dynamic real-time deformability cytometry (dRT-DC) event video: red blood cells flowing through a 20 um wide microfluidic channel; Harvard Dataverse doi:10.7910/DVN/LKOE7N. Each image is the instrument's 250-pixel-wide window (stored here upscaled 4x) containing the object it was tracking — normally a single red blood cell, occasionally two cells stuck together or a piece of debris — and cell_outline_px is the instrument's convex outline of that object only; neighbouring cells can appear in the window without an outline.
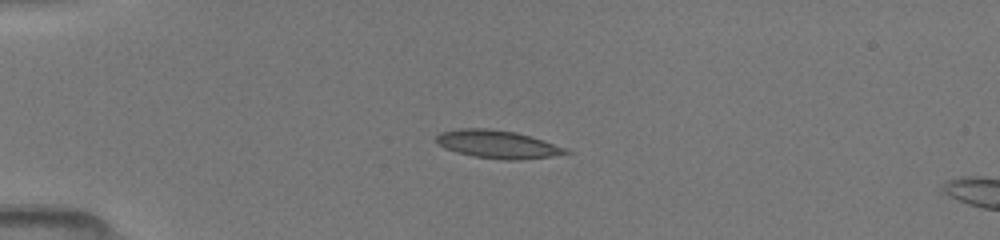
{"species": "common noctule bat (a hibernating species)", "species_latin": "Nyctalus noctula", "temperature_condition": "room temperature", "stored_images_in_passage": 6, "camera_frame_rate_fps": 3000, "um_per_image_px": 0.085, "animal": {"sex": "female", "body_mass_g": 19.5, "forearm_length_mm": 54.1}, "frame": {"image": 1, "passage_image": 4, "time_ms": 3.667, "image_size_px": [1000, 240], "cell_outline_px": [[572, 152], [552, 156], [516, 160], [504, 160], [472, 156], [456, 152], [440, 144], [436, 140], [436, 136], [440, 132], [460, 128], [488, 128], [516, 132], [564, 148]], "centroid_in_image_um": [42.24, 12.26], "position_along_channel_um": 42.8, "area_um2": 20.69}}